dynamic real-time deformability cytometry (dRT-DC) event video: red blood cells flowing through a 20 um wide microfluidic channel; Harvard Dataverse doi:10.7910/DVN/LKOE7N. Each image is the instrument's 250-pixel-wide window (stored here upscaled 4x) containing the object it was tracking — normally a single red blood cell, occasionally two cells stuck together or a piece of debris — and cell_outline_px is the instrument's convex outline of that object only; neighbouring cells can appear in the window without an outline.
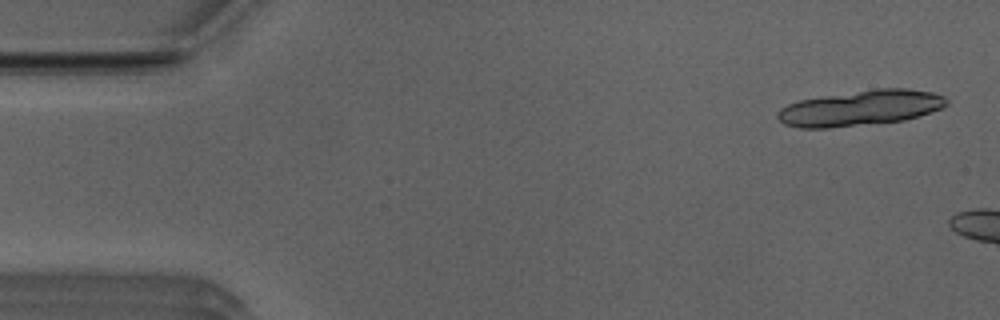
{"species": "Egyptian fruit bat (a non-hibernating species)", "species_latin": "Rousettus aegyptiacus", "temperature_condition": "room temperature", "stored_images_in_passage": 9, "camera_frame_rate_fps": 3000, "um_per_image_px": 0.085, "animal": {"sex": "male"}, "frame": {"image": 1, "passage_image": 2, "time_ms": 0.333, "image_size_px": [1000, 320], "cell_outline_px": [[948, 104], [944, 108], [904, 120], [828, 128], [800, 128], [784, 124], [776, 116], [780, 108], [788, 104], [800, 100], [824, 96], [876, 88], [908, 88], [932, 92], [944, 96], [948, 100]], "centroid_in_image_um": [73.17, 9.17], "position_along_channel_um": 11.8, "area_um2": 34.8}}